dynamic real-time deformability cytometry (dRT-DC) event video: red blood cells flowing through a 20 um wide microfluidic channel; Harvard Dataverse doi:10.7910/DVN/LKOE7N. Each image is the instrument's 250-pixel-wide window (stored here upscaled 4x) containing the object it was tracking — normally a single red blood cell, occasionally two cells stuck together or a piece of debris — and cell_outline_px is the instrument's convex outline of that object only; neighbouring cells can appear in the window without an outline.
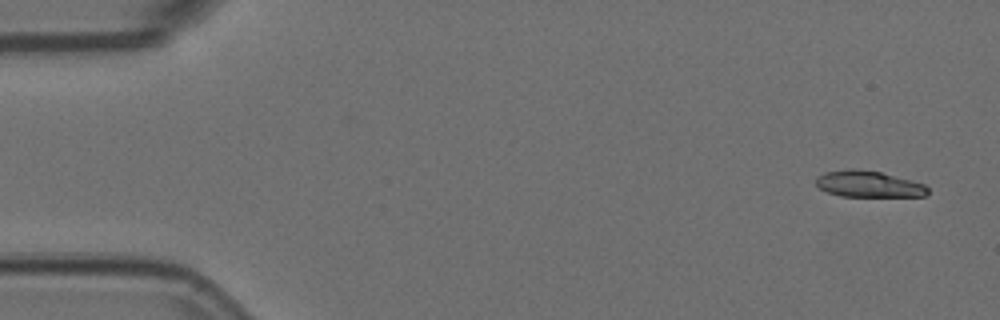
{"species": "Egyptian fruit bat (a non-hibernating species)", "species_latin": "Rousettus aegyptiacus", "temperature_condition": "room temperature", "stored_images_in_passage": 4, "camera_frame_rate_fps": 3000, "um_per_image_px": 0.085, "animal": {"sex": "female"}, "frame": {"image": 1, "passage_image": 1, "time_ms": 0.0, "image_size_px": [1000, 320], "cell_outline_px": [[928, 192], [924, 196], [840, 196], [828, 192], [820, 188], [816, 184], [816, 180], [824, 172], [852, 168], [856, 168], [880, 172], [924, 184], [928, 188]], "centroid_in_image_um": [73.81, 15.64], "position_along_channel_um": 11.2, "area_um2": 16.88}}
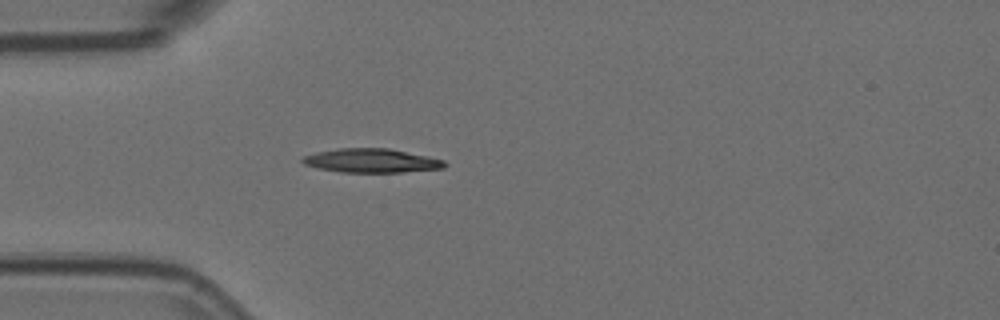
{"frame": {"image": 2, "passage_image": 4, "time_ms": 1.0, "image_size_px": [1000, 320], "cell_outline_px": [[448, 164], [444, 168], [400, 172], [340, 172], [316, 168], [304, 164], [300, 160], [304, 156], [316, 152], [336, 148], [388, 148], [428, 156], [444, 160]], "centroid_in_image_um": [31.55, 13.65], "position_along_channel_um": 53.4, "area_um2": 19.88}}